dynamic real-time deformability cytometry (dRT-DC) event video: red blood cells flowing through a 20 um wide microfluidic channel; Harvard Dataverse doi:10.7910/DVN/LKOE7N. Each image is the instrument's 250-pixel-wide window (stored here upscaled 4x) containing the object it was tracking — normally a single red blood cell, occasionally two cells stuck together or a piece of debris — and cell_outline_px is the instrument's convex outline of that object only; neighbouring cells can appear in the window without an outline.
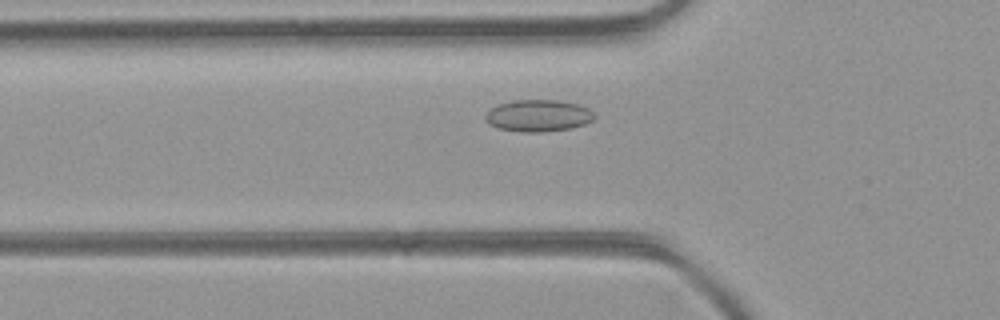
{"species": "common noctule bat (a hibernating species)", "species_latin": "Nyctalus noctula", "temperature_condition": "room temperature", "stored_images_in_passage": 40, "camera_frame_rate_fps": 3000, "um_per_image_px": 0.085, "animal": {"sex": "female", "body_mass_g": 21.9}, "frame": {"image": 1, "passage_image": 9, "time_ms": 2.667, "image_size_px": [1000, 320], "cell_outline_px": [[596, 116], [592, 120], [584, 124], [572, 128], [544, 132], [520, 132], [500, 128], [484, 120], [484, 116], [496, 104], [512, 100], [556, 100], [580, 104], [588, 108]], "centroid_in_image_um": [45.76, 9.82], "position_along_channel_um": 80.0, "area_um2": 20.29}}
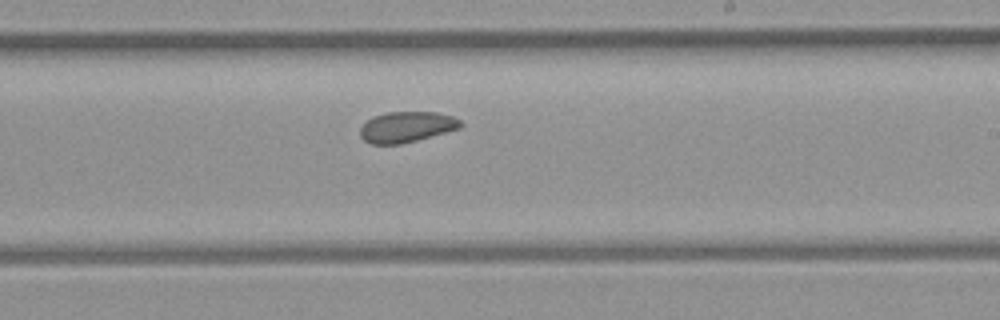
{"frame": {"image": 2, "passage_image": 21, "time_ms": 6.667, "image_size_px": [1000, 320], "cell_outline_px": [[464, 124], [460, 128], [416, 140], [400, 144], [372, 144], [364, 140], [360, 136], [360, 128], [372, 116], [388, 112], [436, 112], [452, 116], [460, 120]], "centroid_in_image_um": [34.56, 10.78], "position_along_channel_um": 254.4, "area_um2": 17.86}}
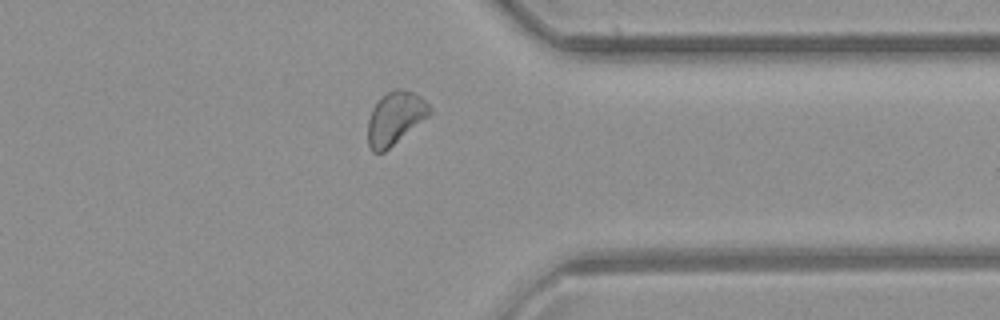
{"frame": {"image": 3, "passage_image": 30, "time_ms": 9.667, "image_size_px": [1000, 320], "cell_outline_px": [[432, 112], [428, 116], [384, 152], [372, 152], [368, 144], [368, 120], [372, 108], [388, 92], [396, 88], [400, 88], [416, 92], [432, 108]], "centroid_in_image_um": [33.59, 10.03], "position_along_channel_um": 377.8, "area_um2": 18.79}, "authors_computed_cell_mechanics": {"area_um2": 18.9295, "velocity_mm_per_s": 4.3447, "shape_relaxation_time_tau1_ms": null, "shape_relaxation_time_tau2_ms": 3.2335, "deformation_change_tau1": null, "deformation_change_tau2": 0.0766}}